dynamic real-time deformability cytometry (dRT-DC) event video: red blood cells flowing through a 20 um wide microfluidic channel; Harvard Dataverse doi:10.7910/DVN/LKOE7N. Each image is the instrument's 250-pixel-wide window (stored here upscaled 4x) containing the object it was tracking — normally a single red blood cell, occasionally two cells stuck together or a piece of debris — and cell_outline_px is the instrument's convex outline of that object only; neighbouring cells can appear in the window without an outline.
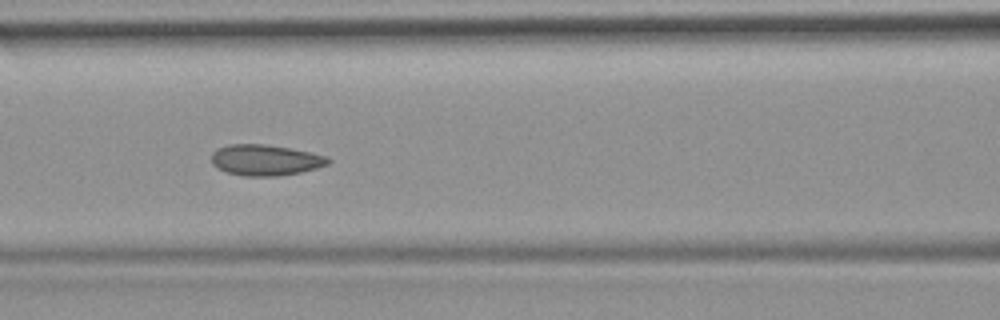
{"species": "common noctule bat (a hibernating species)", "species_latin": "Nyctalus noctula", "temperature_condition": "room temperature", "stored_images_in_passage": 51, "camera_frame_rate_fps": 3000, "um_per_image_px": 0.085, "animal": {"sex": "female", "body_mass_g": 19.9}, "frame": {"image": 1, "passage_image": 22, "time_ms": 7.0, "image_size_px": [1000, 320], "cell_outline_px": [[332, 160], [328, 164], [316, 168], [300, 172], [280, 176], [244, 176], [228, 172], [216, 168], [212, 164], [212, 152], [216, 148], [228, 144], [264, 144], [288, 148], [328, 156]], "centroid_in_image_um": [22.53, 13.6], "position_along_channel_um": 144.1, "area_um2": 21.04}, "authors_computed_cell_mechanics": {"area_um2": 21.0392, "velocity_mm_per_s": 3.8567, "shape_relaxation_time_tau1_ms": null, "shape_relaxation_time_tau2_ms": 1.6715, "deformation_change_tau1": null, "deformation_change_tau2": 0.0629}}